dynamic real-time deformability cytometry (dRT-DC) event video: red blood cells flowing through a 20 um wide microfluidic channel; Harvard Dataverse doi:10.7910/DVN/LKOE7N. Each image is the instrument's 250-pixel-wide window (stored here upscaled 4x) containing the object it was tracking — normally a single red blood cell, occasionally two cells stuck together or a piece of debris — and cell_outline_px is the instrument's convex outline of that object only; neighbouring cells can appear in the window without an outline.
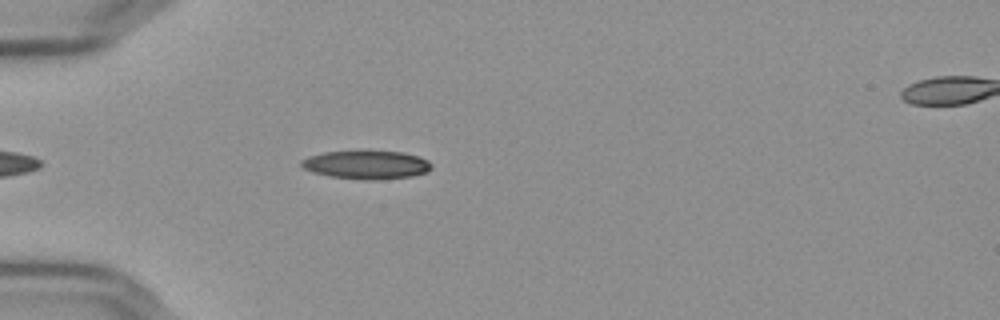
{"species": "Egyptian fruit bat (a non-hibernating species)", "species_latin": "Rousettus aegyptiacus", "temperature_condition": "cold", "stored_images_in_passage": 43, "camera_frame_rate_fps": 3000, "um_per_image_px": 0.085, "frame": {"image": 1, "passage_image": 7, "time_ms": 2.0, "image_size_px": [1000, 320], "cell_outline_px": [[432, 168], [424, 172], [412, 176], [372, 180], [364, 180], [332, 176], [312, 172], [304, 168], [300, 164], [300, 160], [308, 156], [324, 152], [404, 152], [428, 160], [432, 164]], "centroid_in_image_um": [31.13, 14.01], "position_along_channel_um": 53.9, "area_um2": 21.15}}
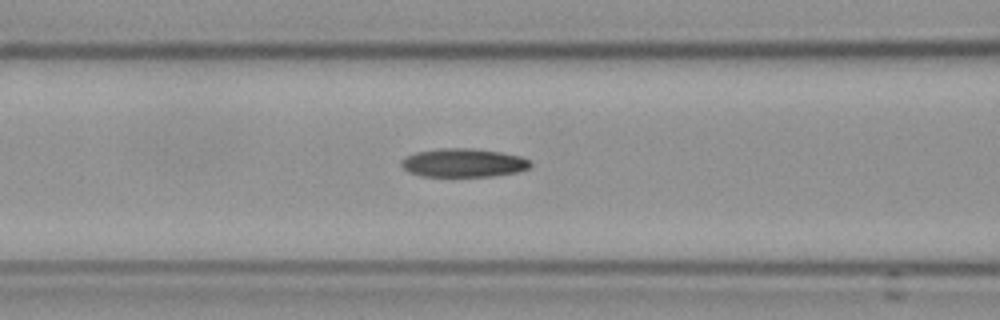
{"frame": {"image": 2, "passage_image": 14, "time_ms": 4.333, "image_size_px": [1000, 320], "cell_outline_px": [[532, 164], [528, 168], [516, 172], [492, 176], [420, 176], [408, 172], [400, 164], [400, 160], [416, 152], [440, 148], [472, 148], [500, 152], [520, 156], [528, 160]], "centroid_in_image_um": [39.36, 13.84], "position_along_channel_um": 127.2, "area_um2": 21.39}}
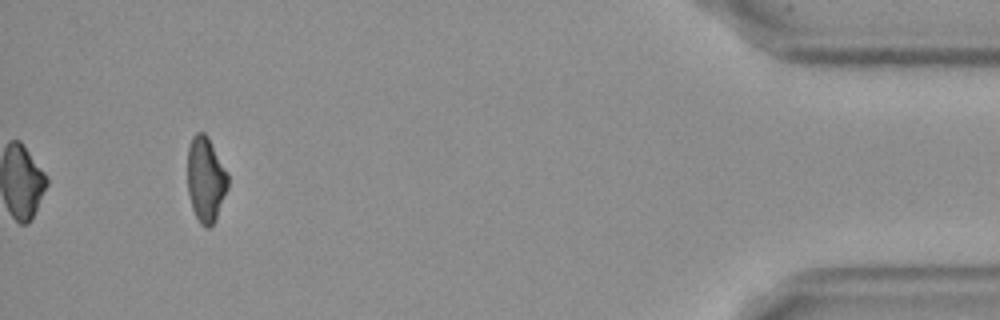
{"frame": {"image": 3, "passage_image": 43, "time_ms": 14.0, "image_size_px": [1000, 320], "cell_outline_px": [[228, 188], [216, 216], [212, 224], [208, 228], [204, 228], [200, 224], [192, 208], [188, 192], [188, 148], [192, 136], [196, 132], [204, 132], [208, 136], [228, 172]], "centroid_in_image_um": [17.49, 15.22], "position_along_channel_um": 417.7, "area_um2": 20.06}, "authors_computed_cell_mechanics": {"area_um2": 21.097, "velocity_mm_per_s": 3.6491, "shape_relaxation_time_tau1_ms": null, "shape_relaxation_time_tau2_ms": 9.1874, "deformation_change_tau1": null, "deformation_change_tau2": 0.1578}}